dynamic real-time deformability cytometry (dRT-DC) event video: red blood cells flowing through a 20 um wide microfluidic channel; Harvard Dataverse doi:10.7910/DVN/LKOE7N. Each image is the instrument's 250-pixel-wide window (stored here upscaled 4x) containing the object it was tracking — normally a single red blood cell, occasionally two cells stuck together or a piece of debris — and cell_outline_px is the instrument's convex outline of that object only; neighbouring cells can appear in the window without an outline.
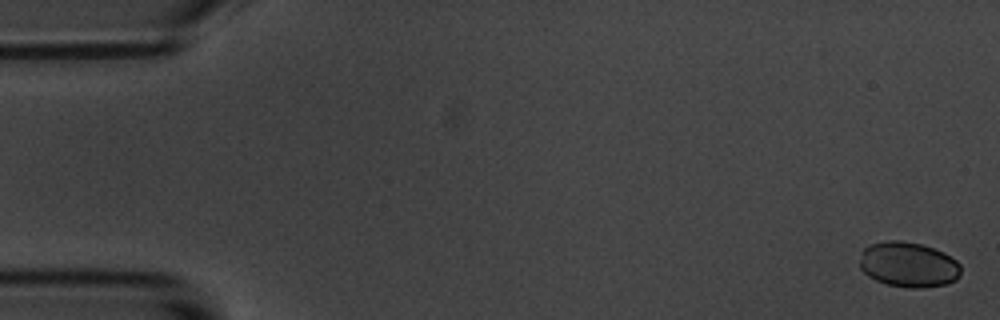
{"species": "common noctule bat (a hibernating species)", "species_latin": "Nyctalus noctula", "temperature_condition": "room temperature", "stored_images_in_passage": 5, "camera_frame_rate_fps": 3000, "um_per_image_px": 0.085, "animal": {"sex": "male", "body_mass_g": 20.1, "forearm_length_mm": 53.5}, "frame": {"image": 1, "passage_image": 1, "time_ms": 0.0, "image_size_px": [1000, 320], "cell_outline_px": [[960, 272], [956, 280], [944, 284], [920, 288], [908, 288], [888, 284], [876, 280], [868, 276], [860, 268], [860, 252], [864, 248], [872, 244], [888, 240], [900, 240], [920, 244], [944, 252], [956, 260], [960, 264]], "centroid_in_image_um": [77.2, 22.49], "position_along_channel_um": 7.8, "area_um2": 26.59}}